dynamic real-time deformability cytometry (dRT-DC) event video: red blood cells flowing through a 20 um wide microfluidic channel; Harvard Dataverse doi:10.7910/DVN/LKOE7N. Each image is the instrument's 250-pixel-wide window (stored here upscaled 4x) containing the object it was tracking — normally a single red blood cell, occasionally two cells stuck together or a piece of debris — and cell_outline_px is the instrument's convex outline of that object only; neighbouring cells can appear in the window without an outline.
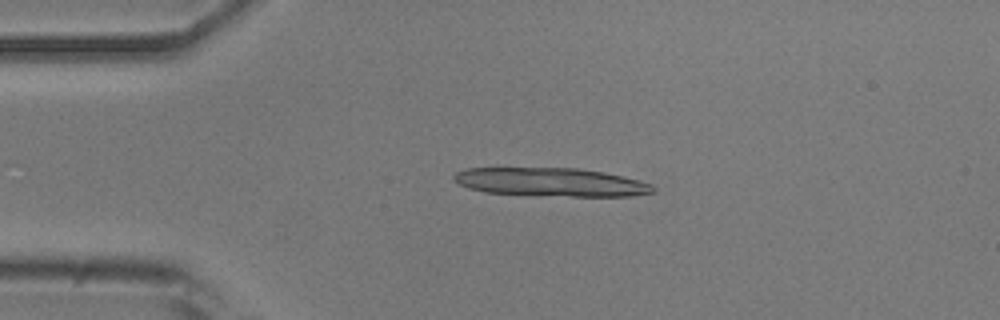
{"species": "common noctule bat (a hibernating species)", "species_latin": "Nyctalus noctula", "temperature_condition": "room temperature", "stored_images_in_passage": 4, "camera_frame_rate_fps": 3000, "um_per_image_px": 0.085, "animal": {"sex": "male", "body_mass_g": 20.5, "forearm_length_mm": 52.5}, "frame": {"image": 1, "passage_image": 3, "time_ms": 0.667, "image_size_px": [1000, 320], "cell_outline_px": [[656, 192], [628, 196], [572, 196], [484, 192], [468, 188], [452, 180], [452, 176], [456, 172], [468, 168], [576, 168], [604, 172], [624, 176], [640, 180], [652, 184], [656, 188]], "centroid_in_image_um": [46.86, 15.47], "position_along_channel_um": 38.1, "area_um2": 33.0}}